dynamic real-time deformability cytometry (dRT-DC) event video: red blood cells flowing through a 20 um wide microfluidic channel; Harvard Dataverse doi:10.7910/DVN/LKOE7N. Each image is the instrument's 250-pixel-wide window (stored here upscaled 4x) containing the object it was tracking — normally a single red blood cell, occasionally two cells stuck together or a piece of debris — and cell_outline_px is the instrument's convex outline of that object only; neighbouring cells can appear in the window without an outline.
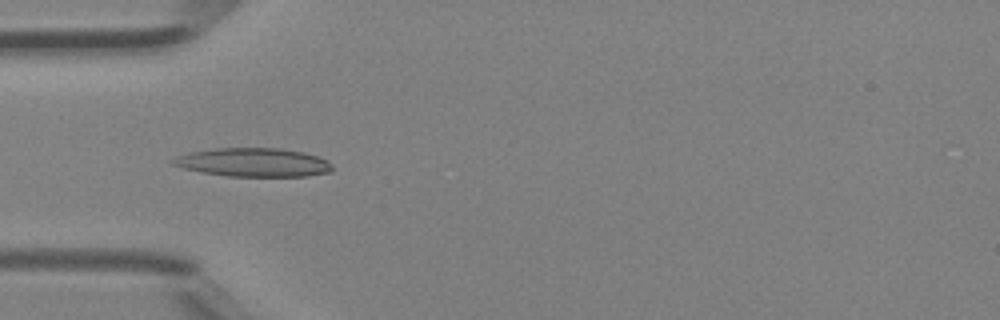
{"species": "Egyptian fruit bat (a non-hibernating species)", "species_latin": "Rousettus aegyptiacus", "temperature_condition": "room temperature", "stored_images_in_passage": 5, "camera_frame_rate_fps": 3000, "um_per_image_px": 0.085, "animal": {"sex": "female"}, "frame": {"image": 1, "passage_image": 3, "time_ms": 0.667, "image_size_px": [1000, 320], "cell_outline_px": [[332, 172], [304, 176], [228, 176], [204, 172], [184, 168], [172, 164], [168, 160], [176, 156], [188, 152], [216, 148], [280, 148], [304, 152], [316, 156], [324, 160], [332, 168]], "centroid_in_image_um": [21.48, 13.79], "position_along_channel_um": 63.5, "area_um2": 26.41}}
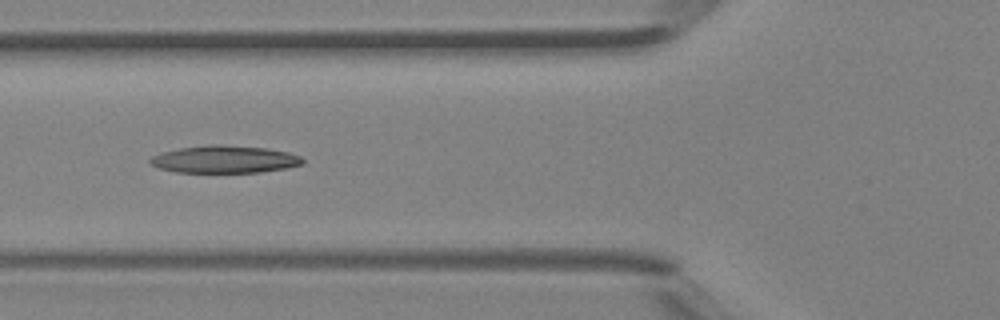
{"frame": {"image": 2, "passage_image": 4, "time_ms": 1.0, "image_size_px": [1000, 320], "cell_outline_px": [[304, 164], [284, 168], [260, 172], [176, 172], [160, 168], [152, 164], [148, 160], [152, 156], [160, 152], [180, 148], [208, 144], [220, 144], [268, 148], [288, 152], [300, 156], [304, 160]], "centroid_in_image_um": [19.09, 13.53], "position_along_channel_um": 106.7, "area_um2": 24.39}}
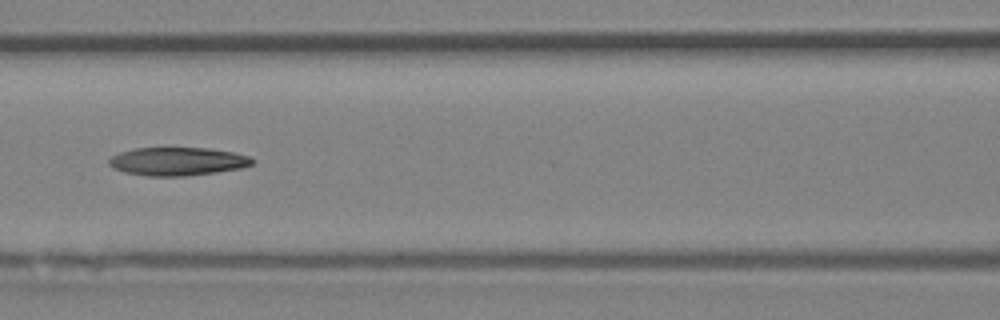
{"frame": {"image": 3, "passage_image": 5, "time_ms": 1.333, "image_size_px": [1000, 320], "cell_outline_px": [[256, 160], [252, 164], [244, 168], [188, 176], [148, 176], [124, 172], [112, 168], [108, 164], [108, 160], [112, 156], [120, 152], [136, 148], [208, 148], [232, 152], [248, 156]], "centroid_in_image_um": [15.09, 13.72], "position_along_channel_um": 151.5, "area_um2": 23.7}}